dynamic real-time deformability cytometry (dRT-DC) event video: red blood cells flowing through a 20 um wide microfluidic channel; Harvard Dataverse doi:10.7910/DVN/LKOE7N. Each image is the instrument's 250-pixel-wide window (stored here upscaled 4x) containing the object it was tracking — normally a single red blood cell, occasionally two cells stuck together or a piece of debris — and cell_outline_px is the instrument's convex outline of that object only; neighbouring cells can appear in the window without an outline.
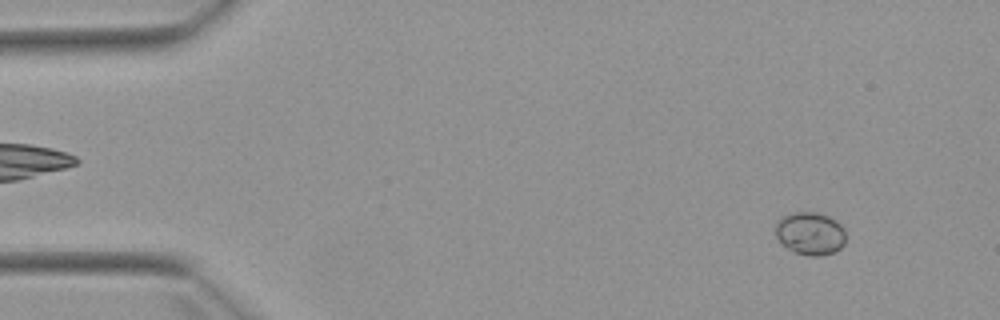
{"species": "Egyptian fruit bat (a non-hibernating species)", "species_latin": "Rousettus aegyptiacus", "temperature_condition": "warm", "stored_images_in_passage": 4, "camera_frame_rate_fps": 3000, "um_per_image_px": 0.085, "animal": {"sex": "female"}, "frame": {"image": 1, "passage_image": 1, "time_ms": 0.0, "image_size_px": [1000, 320], "cell_outline_px": [[844, 244], [836, 252], [820, 256], [808, 256], [796, 252], [780, 244], [776, 236], [776, 224], [780, 216], [792, 212], [816, 212], [828, 216], [836, 220], [844, 228]], "centroid_in_image_um": [68.85, 19.84], "position_along_channel_um": 16.2, "area_um2": 17.74}}